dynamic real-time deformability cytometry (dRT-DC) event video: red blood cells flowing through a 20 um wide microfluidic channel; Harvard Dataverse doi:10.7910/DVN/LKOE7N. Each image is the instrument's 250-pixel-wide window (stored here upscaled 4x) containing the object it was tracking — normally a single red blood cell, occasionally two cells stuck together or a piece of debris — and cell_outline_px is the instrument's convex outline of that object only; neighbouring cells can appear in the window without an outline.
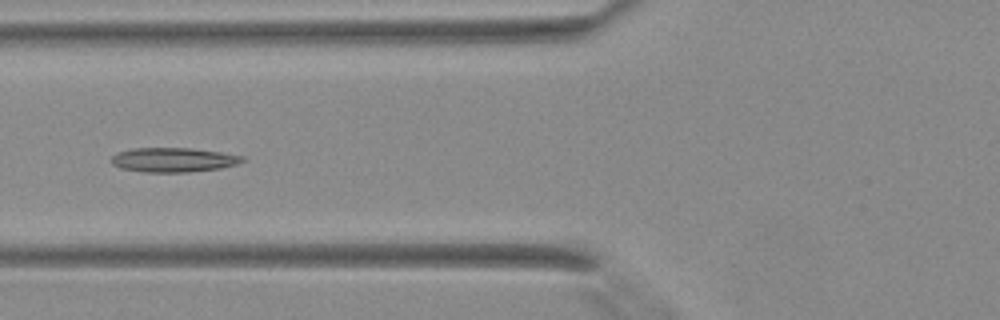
{"species": "Egyptian fruit bat (a non-hibernating species)", "species_latin": "Rousettus aegyptiacus", "temperature_condition": "warm", "stored_images_in_passage": 2, "camera_frame_rate_fps": 3000, "um_per_image_px": 0.085, "animal": {"sex": "female"}, "frame": {"image": 1, "passage_image": 2, "time_ms": 0.333, "image_size_px": [1000, 320], "cell_outline_px": [[248, 160], [236, 164], [220, 168], [188, 172], [144, 172], [120, 168], [112, 164], [108, 160], [116, 152], [132, 148], [188, 148], [220, 152], [244, 156]], "centroid_in_image_um": [14.7, 13.58], "position_along_channel_um": 111.1, "area_um2": 18.79}}